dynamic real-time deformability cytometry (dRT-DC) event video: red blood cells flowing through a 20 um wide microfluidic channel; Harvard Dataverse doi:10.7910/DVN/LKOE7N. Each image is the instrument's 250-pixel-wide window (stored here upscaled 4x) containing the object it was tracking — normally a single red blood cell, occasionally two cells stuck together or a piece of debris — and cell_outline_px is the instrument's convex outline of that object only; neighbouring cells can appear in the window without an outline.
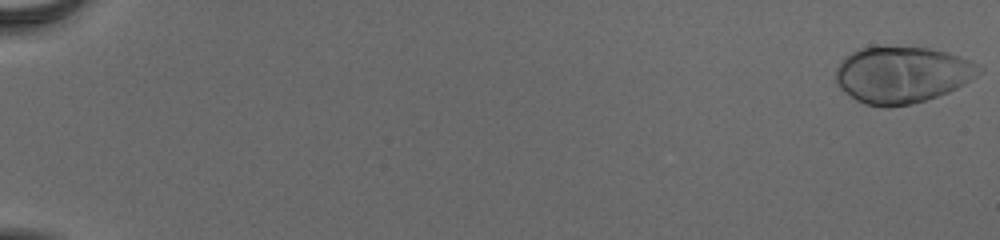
{"species": "human", "species_latin": "Homo sapiens", "temperature_condition": "cold", "stored_images_in_passage": 56, "camera_frame_rate_fps": 3000, "um_per_image_px": 0.085, "donor": {"sex": "male"}, "frame": {"image": 1, "passage_image": 1, "time_ms": 0.0, "image_size_px": [1000, 240], "cell_outline_px": [[984, 68], [976, 76], [964, 84], [948, 92], [912, 104], [892, 108], [884, 108], [864, 104], [856, 100], [844, 92], [836, 84], [836, 68], [840, 60], [844, 56], [856, 48], [884, 44], [928, 48], [948, 52], [972, 60], [980, 64]], "centroid_in_image_um": [76.64, 6.32], "position_along_channel_um": 8.4, "area_um2": 48.55}}
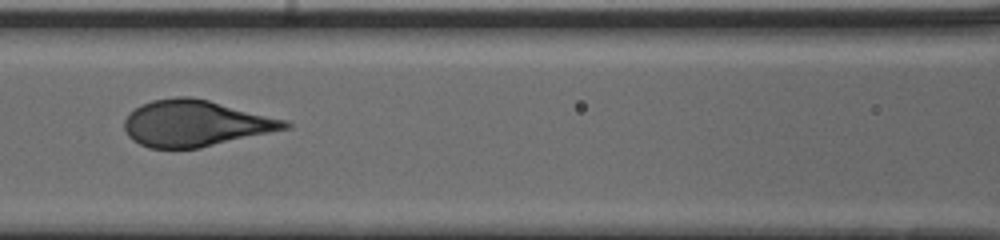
{"frame": {"image": 2, "passage_image": 28, "time_ms": 9.0, "image_size_px": [1000, 240], "cell_outline_px": [[292, 128], [200, 148], [148, 148], [132, 140], [128, 136], [124, 128], [124, 120], [128, 112], [140, 104], [152, 100], [176, 96], [192, 96], [288, 120], [292, 124]], "centroid_in_image_um": [16.61, 10.48], "position_along_channel_um": 150.0, "area_um2": 43.7}}
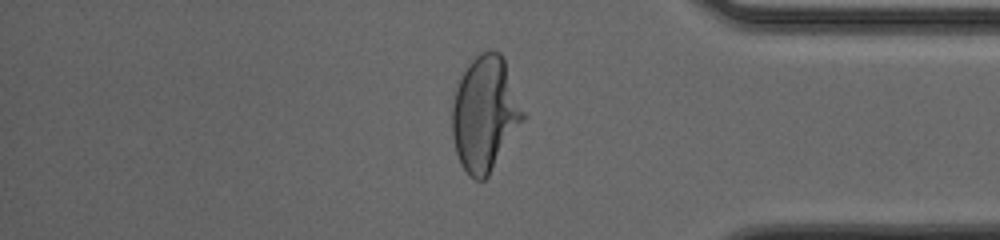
{"frame": {"image": 3, "passage_image": 48, "time_ms": 15.667, "image_size_px": [1000, 240], "cell_outline_px": [[528, 116], [488, 176], [484, 180], [476, 180], [468, 176], [456, 152], [452, 136], [452, 104], [456, 88], [468, 64], [480, 52], [500, 52], [504, 60]], "centroid_in_image_um": [41.26, 9.7], "position_along_channel_um": 393.9, "area_um2": 47.63}}